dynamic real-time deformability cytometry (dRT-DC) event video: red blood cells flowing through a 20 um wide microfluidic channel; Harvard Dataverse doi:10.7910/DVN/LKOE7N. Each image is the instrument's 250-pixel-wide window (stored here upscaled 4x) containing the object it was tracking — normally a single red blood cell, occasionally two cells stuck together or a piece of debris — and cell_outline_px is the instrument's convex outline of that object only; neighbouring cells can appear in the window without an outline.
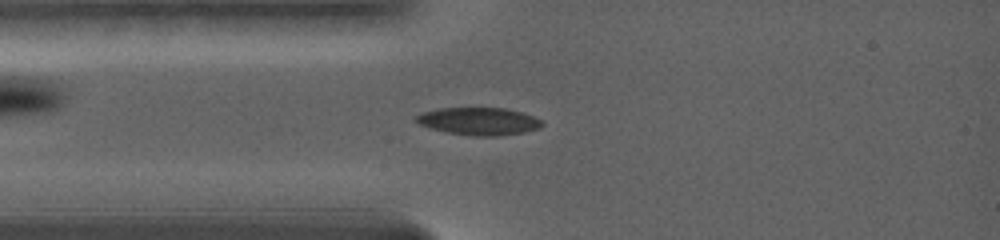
{"species": "common noctule bat (a hibernating species)", "species_latin": "Nyctalus noctula", "temperature_condition": "warm", "stored_images_in_passage": 33, "camera_frame_rate_fps": 5000, "um_per_image_px": 0.085, "animal": {"sex": "female", "body_mass_g": 19.0, "forearm_length_mm": 56.7}, "frame": {"image": 1, "passage_image": 6, "time_ms": 2.8, "image_size_px": [1000, 240], "cell_outline_px": [[544, 124], [540, 128], [524, 132], [496, 136], [476, 136], [448, 132], [432, 128], [420, 124], [416, 120], [416, 116], [424, 112], [440, 108], [504, 108], [520, 112], [532, 116], [540, 120]], "centroid_in_image_um": [40.73, 10.3], "position_along_channel_um": 44.3, "area_um2": 19.83}}
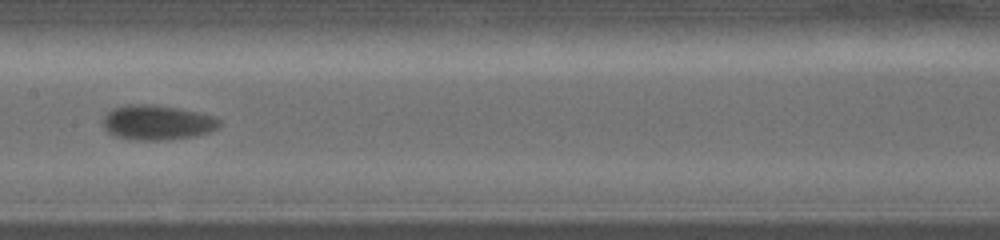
{"frame": {"image": 2, "passage_image": 12, "time_ms": 7.2, "image_size_px": [1000, 240], "cell_outline_px": [[220, 124], [216, 128], [208, 132], [196, 136], [156, 140], [140, 140], [116, 136], [108, 132], [104, 128], [104, 116], [112, 108], [128, 104], [148, 104], [176, 108], [196, 112], [212, 116], [220, 120]], "centroid_in_image_um": [13.33, 10.41], "position_along_channel_um": 194.1, "area_um2": 23.18}}
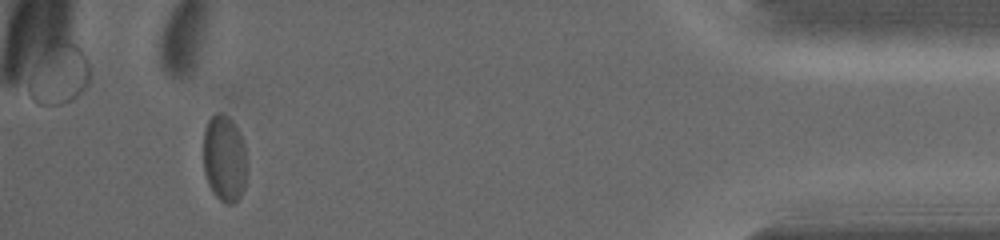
{"frame": {"image": 3, "passage_image": 28, "time_ms": 16.0, "image_size_px": [1000, 240], "cell_outline_px": [[244, 188], [240, 196], [232, 204], [224, 204], [212, 192], [208, 184], [204, 172], [204, 128], [208, 120], [216, 112], [220, 112], [228, 116], [236, 124], [240, 132], [244, 144]], "centroid_in_image_um": [19.04, 13.44], "position_along_channel_um": 416.2, "area_um2": 21.91}, "authors_computed_cell_mechanics": {"area_um2": 22.0218, "velocity_mm_per_s": 3.4337, "shape_relaxation_time_tau1_ms": 2.8267, "shape_relaxation_time_tau2_ms": null, "deformation_change_tau1": 0.0724, "deformation_change_tau2": null}}